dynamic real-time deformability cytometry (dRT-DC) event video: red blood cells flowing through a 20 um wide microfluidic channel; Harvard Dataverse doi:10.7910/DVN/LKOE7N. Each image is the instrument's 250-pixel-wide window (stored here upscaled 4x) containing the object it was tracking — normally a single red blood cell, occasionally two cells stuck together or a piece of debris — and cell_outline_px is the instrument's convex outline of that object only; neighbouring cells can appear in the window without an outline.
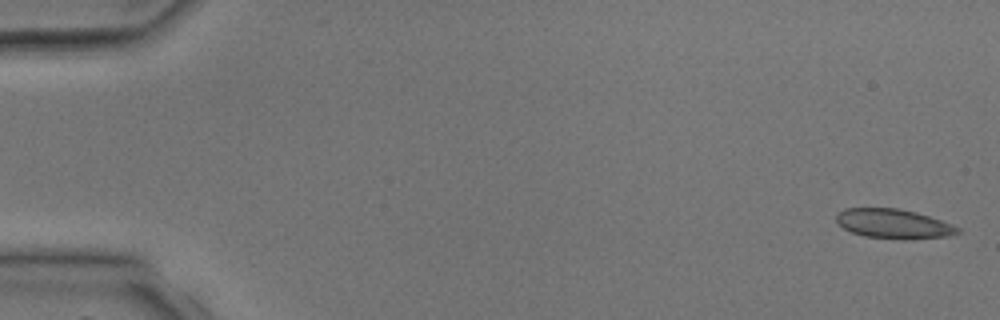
{"species": "common noctule bat (a hibernating species)", "species_latin": "Nyctalus noctula", "temperature_condition": "room temperature", "stored_images_in_passage": 3, "camera_frame_rate_fps": 3000, "um_per_image_px": 0.085, "animal": {"sex": "male", "body_mass_g": 17.9, "forearm_length_mm": 54.2}, "frame": {"image": 1, "passage_image": 1, "time_ms": 0.0, "image_size_px": [1000, 320], "cell_outline_px": [[960, 232], [948, 236], [908, 240], [904, 240], [864, 236], [852, 232], [844, 228], [836, 220], [836, 216], [844, 208], [896, 208], [916, 212], [952, 224], [960, 228]], "centroid_in_image_um": [75.97, 19.03], "position_along_channel_um": 9.0, "area_um2": 20.81}}
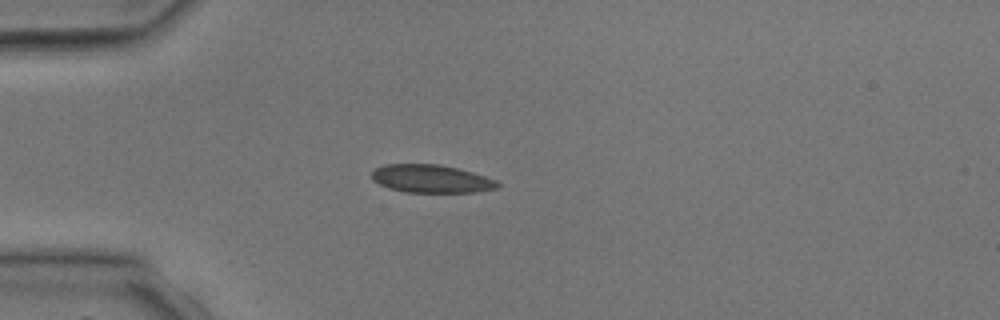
{"frame": {"image": 2, "passage_image": 3, "time_ms": 3.333, "image_size_px": [1000, 320], "cell_outline_px": [[500, 184], [496, 188], [476, 192], [404, 192], [388, 188], [372, 180], [372, 172], [376, 168], [384, 164], [440, 164], [472, 172], [496, 180]], "centroid_in_image_um": [36.63, 15.19], "position_along_channel_um": 48.4, "area_um2": 20.46}}